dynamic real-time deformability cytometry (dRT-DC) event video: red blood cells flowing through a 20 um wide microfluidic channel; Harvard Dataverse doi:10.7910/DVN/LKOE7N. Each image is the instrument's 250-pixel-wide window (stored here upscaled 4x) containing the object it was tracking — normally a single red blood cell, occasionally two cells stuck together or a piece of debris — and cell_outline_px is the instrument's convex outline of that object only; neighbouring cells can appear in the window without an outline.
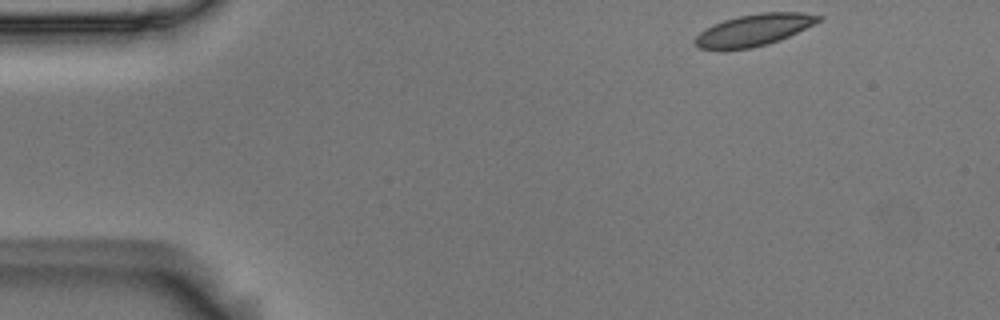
{"species": "Egyptian fruit bat (a non-hibernating species)", "species_latin": "Rousettus aegyptiacus", "temperature_condition": "room temperature", "stored_images_in_passage": 50, "camera_frame_rate_fps": 3000, "um_per_image_px": 0.085, "animal": {"sex": "male"}, "frame": {"image": 1, "passage_image": 1, "time_ms": 0.0, "image_size_px": [1000, 320], "cell_outline_px": [[824, 16], [820, 20], [780, 40], [768, 44], [752, 48], [724, 52], [720, 52], [700, 48], [692, 40], [704, 28], [712, 24], [724, 20], [740, 16], [760, 12], [800, 12]], "centroid_in_image_um": [63.98, 2.59], "position_along_channel_um": 21.0, "area_um2": 23.18}}
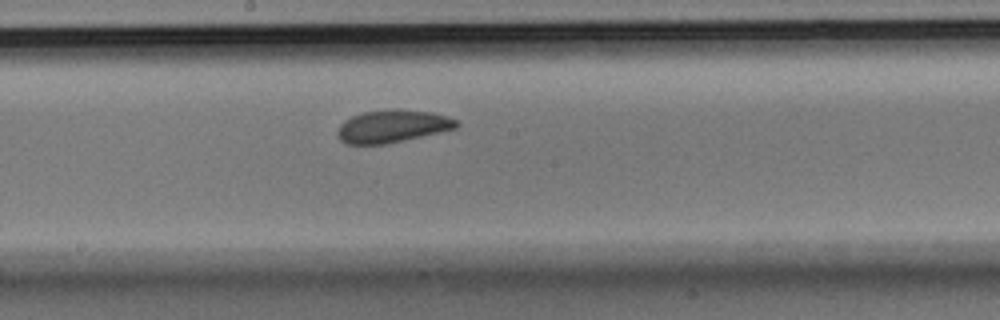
{"frame": {"image": 2, "passage_image": 24, "time_ms": 7.667, "image_size_px": [1000, 320], "cell_outline_px": [[460, 124], [456, 128], [404, 140], [384, 144], [348, 144], [340, 140], [336, 132], [340, 124], [344, 120], [352, 116], [364, 112], [432, 112], [448, 116], [460, 120]], "centroid_in_image_um": [33.35, 10.77], "position_along_channel_um": 214.8, "area_um2": 21.73}}
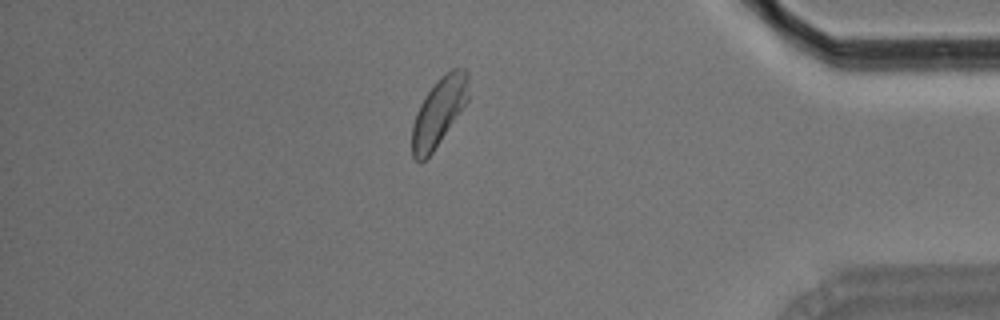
{"frame": {"image": 3, "passage_image": 42, "time_ms": 13.667, "image_size_px": [1000, 320], "cell_outline_px": [[468, 100], [432, 152], [420, 164], [412, 156], [412, 124], [416, 112], [424, 96], [440, 76], [444, 72], [452, 68], [464, 68], [468, 72]], "centroid_in_image_um": [37.28, 9.48], "position_along_channel_um": 397.9, "area_um2": 22.25}, "authors_computed_cell_mechanics": {"area_um2": 22.6865, "velocity_mm_per_s": 3.6134, "shape_relaxation_time_tau1_ms": 2.5475, "shape_relaxation_time_tau2_ms": 2.2352, "deformation_change_tau1": 0.0753, "deformation_change_tau2": 0.053}}